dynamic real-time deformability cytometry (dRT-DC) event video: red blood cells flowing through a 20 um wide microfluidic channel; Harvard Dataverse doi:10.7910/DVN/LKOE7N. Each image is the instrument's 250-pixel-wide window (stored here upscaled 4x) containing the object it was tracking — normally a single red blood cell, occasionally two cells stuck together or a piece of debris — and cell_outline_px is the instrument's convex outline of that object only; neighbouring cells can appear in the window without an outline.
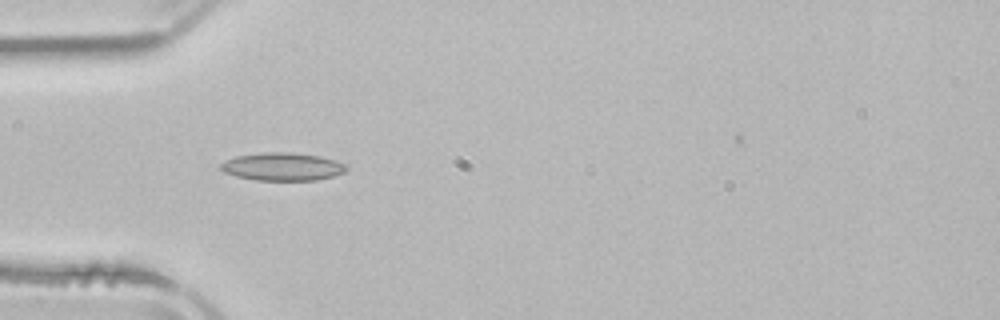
{"species": "common noctule bat (a hibernating species)", "species_latin": "Nyctalus noctula", "temperature_condition": "room temperature", "stored_images_in_passage": 4, "camera_frame_rate_fps": 3000, "um_per_image_px": 0.085, "animal": {"sex": "male", "body_mass_g": 21.5, "forearm_length_mm": 52.0}, "frame": {"image": 1, "passage_image": 3, "time_ms": 3.333, "image_size_px": [1000, 320], "cell_outline_px": [[348, 168], [344, 172], [332, 176], [316, 180], [256, 180], [236, 176], [224, 172], [220, 168], [220, 164], [224, 160], [236, 156], [264, 152], [288, 152], [320, 156], [344, 164]], "centroid_in_image_um": [23.96, 14.16], "position_along_channel_um": 61.0, "area_um2": 20.29}}
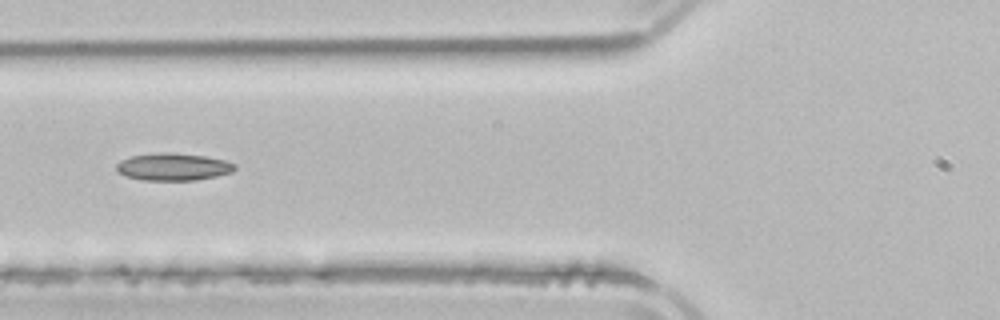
{"frame": {"image": 2, "passage_image": 4, "time_ms": 4.667, "image_size_px": [1000, 320], "cell_outline_px": [[236, 168], [232, 172], [216, 176], [196, 180], [144, 180], [124, 176], [116, 168], [116, 164], [120, 160], [132, 156], [160, 152], [172, 152], [204, 156], [224, 160], [236, 164]], "centroid_in_image_um": [14.72, 14.18], "position_along_channel_um": 111.1, "area_um2": 18.84}}